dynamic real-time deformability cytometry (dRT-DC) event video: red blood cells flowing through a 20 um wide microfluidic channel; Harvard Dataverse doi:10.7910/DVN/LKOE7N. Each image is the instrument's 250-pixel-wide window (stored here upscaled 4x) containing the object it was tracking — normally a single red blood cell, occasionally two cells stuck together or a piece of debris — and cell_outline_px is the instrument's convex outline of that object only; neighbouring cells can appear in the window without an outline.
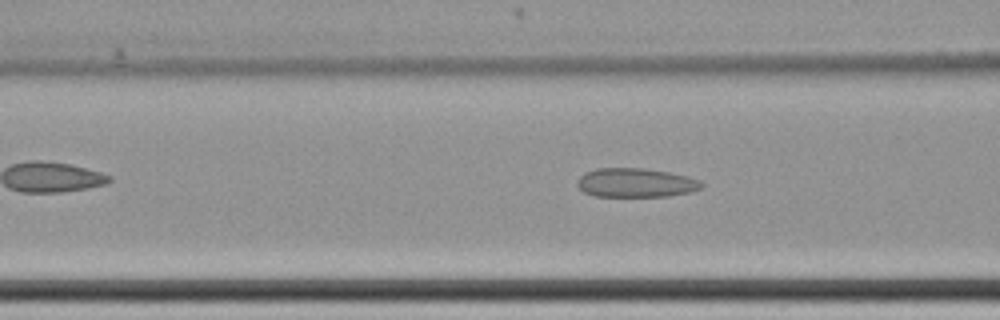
{"species": "common noctule bat (a hibernating species)", "species_latin": "Nyctalus noctula", "temperature_condition": "cold", "stored_images_in_passage": 49, "camera_frame_rate_fps": 3000, "um_per_image_px": 0.085, "animal": {"sex": "female", "body_mass_g": 22.7, "forearm_length_mm": 54.2}, "frame": {"image": 1, "passage_image": 13, "time_ms": 4.0, "image_size_px": [1000, 320], "cell_outline_px": [[704, 184], [700, 188], [692, 192], [668, 196], [596, 196], [584, 192], [576, 184], [576, 180], [584, 172], [596, 168], [644, 168], [668, 172], [688, 176], [700, 180]], "centroid_in_image_um": [54.03, 15.52], "position_along_channel_um": 112.6, "area_um2": 21.15}}
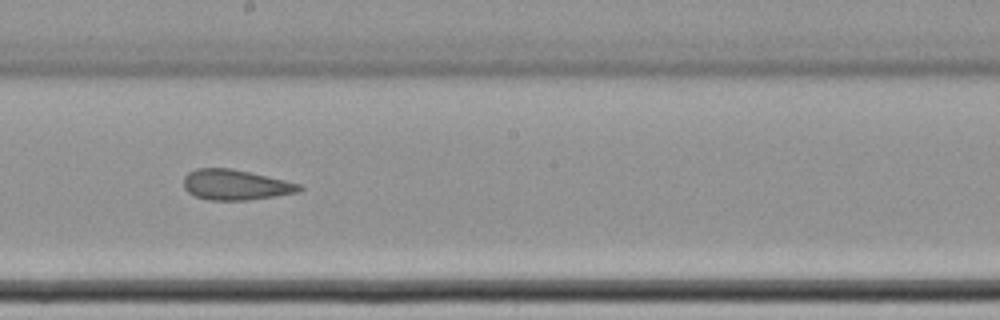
{"frame": {"image": 2, "passage_image": 23, "time_ms": 7.333, "image_size_px": [1000, 320], "cell_outline_px": [[304, 188], [300, 192], [276, 196], [248, 200], [208, 200], [196, 196], [188, 192], [184, 188], [184, 176], [188, 172], [196, 168], [232, 168], [284, 180], [300, 184]], "centroid_in_image_um": [20.02, 15.71], "position_along_channel_um": 228.2, "area_um2": 20.52}}
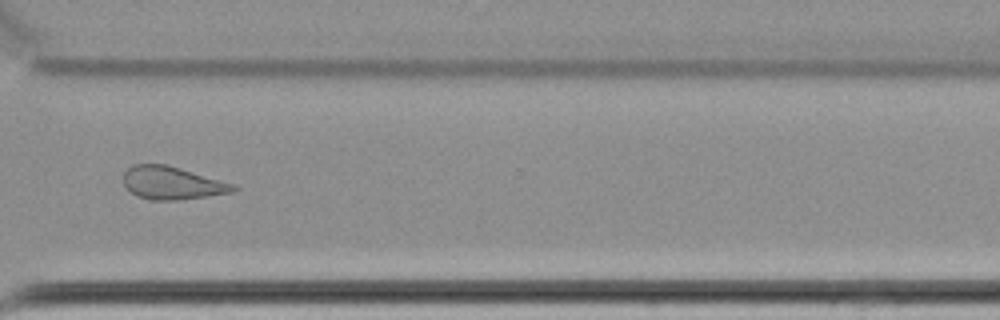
{"frame": {"image": 3, "passage_image": 34, "time_ms": 11.0, "image_size_px": [1000, 320], "cell_outline_px": [[240, 188], [232, 192], [208, 196], [180, 200], [152, 200], [136, 196], [124, 184], [124, 172], [132, 164], [164, 164], [180, 168], [236, 184]], "centroid_in_image_um": [14.66, 15.56], "position_along_channel_um": 355.9, "area_um2": 21.1}}